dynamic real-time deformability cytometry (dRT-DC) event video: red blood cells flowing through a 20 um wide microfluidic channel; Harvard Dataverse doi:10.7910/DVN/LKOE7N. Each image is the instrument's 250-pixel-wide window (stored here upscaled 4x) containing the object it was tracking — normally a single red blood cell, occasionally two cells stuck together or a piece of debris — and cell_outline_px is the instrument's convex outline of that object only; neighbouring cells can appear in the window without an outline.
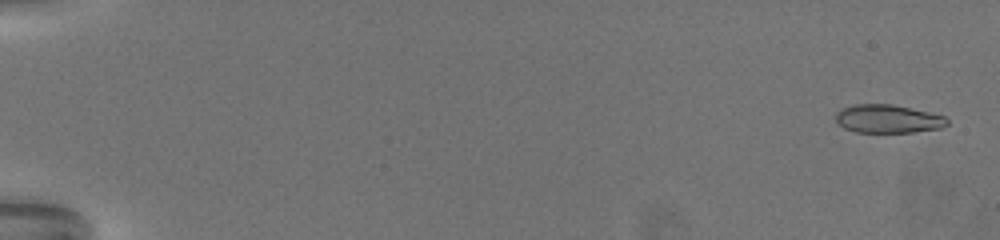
{"species": "common noctule bat (a hibernating species)", "species_latin": "Nyctalus noctula", "temperature_condition": "warm", "stored_images_in_passage": 72, "camera_frame_rate_fps": 3000, "um_per_image_px": 0.085, "animal": {"sex": "female", "body_mass_g": 19.5, "forearm_length_mm": 54.1}, "frame": {"image": 1, "passage_image": 3, "time_ms": 0.667, "image_size_px": [1000, 240], "cell_outline_px": [[948, 124], [940, 128], [912, 132], [856, 132], [844, 128], [836, 120], [836, 112], [840, 108], [852, 104], [892, 104], [928, 112], [944, 116], [948, 120]], "centroid_in_image_um": [75.44, 10.09], "position_along_channel_um": 9.6, "area_um2": 18.32}}
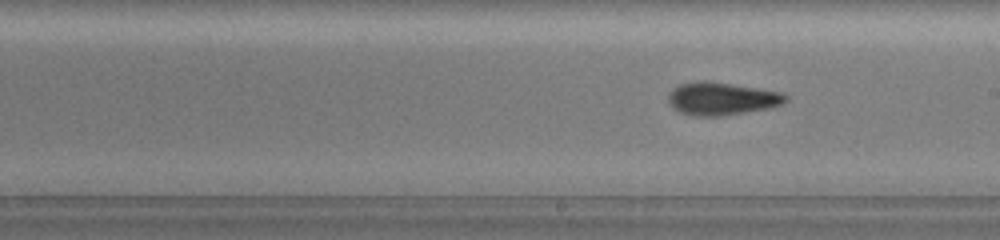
{"frame": {"image": 2, "passage_image": 44, "time_ms": 14.333, "image_size_px": [1000, 240], "cell_outline_px": [[788, 100], [784, 104], [768, 108], [720, 116], [696, 116], [680, 112], [672, 108], [668, 104], [668, 92], [672, 88], [680, 84], [704, 80], [784, 92], [788, 96]], "centroid_in_image_um": [61.34, 8.38], "position_along_channel_um": 227.7, "area_um2": 22.54}}
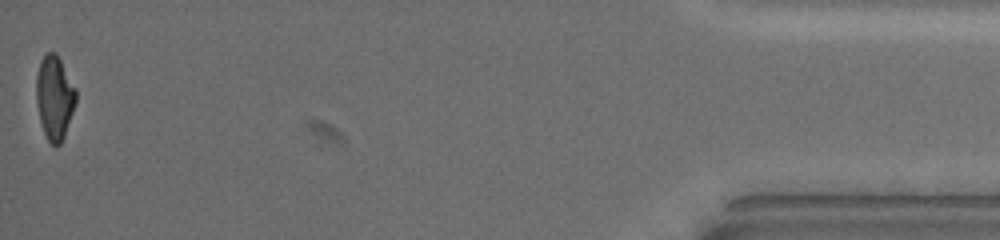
{"frame": {"image": 3, "passage_image": 72, "time_ms": 23.667, "image_size_px": [1000, 240], "cell_outline_px": [[76, 100], [64, 136], [60, 144], [56, 148], [48, 140], [44, 132], [40, 120], [36, 100], [36, 76], [40, 60], [48, 52], [56, 52], [76, 88]], "centroid_in_image_um": [4.63, 8.27], "position_along_channel_um": 430.6, "area_um2": 19.25}, "authors_computed_cell_mechanics": {"area_um2": 20.0277, "velocity_mm_per_s": 3.0569, "shape_relaxation_time_tau1_ms": 11.1583, "shape_relaxation_time_tau2_ms": 2.0439, "deformation_change_tau1": 0.2684, "deformation_change_tau2": 0.0925}}